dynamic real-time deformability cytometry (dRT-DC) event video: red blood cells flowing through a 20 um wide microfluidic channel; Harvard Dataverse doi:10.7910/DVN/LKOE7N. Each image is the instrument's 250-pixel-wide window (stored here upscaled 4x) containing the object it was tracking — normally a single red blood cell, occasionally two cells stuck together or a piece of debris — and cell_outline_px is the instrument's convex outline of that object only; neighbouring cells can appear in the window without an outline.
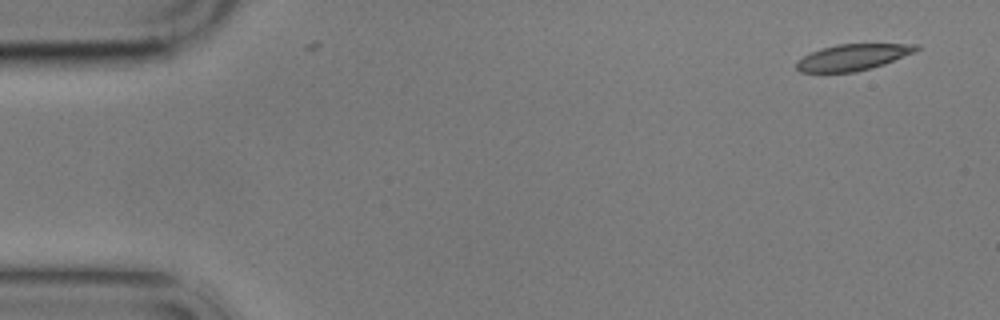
{"species": "common noctule bat (a hibernating species)", "species_latin": "Nyctalus noctula", "temperature_condition": "cold", "stored_images_in_passage": 5, "segment_of_instrument_passage": [1, 2], "camera_frame_rate_fps": 3000, "um_per_image_px": 0.085, "animal": {"sex": "male", "body_mass_g": 17.9}, "frame": {"image": 1, "passage_image": 1, "time_ms": 0.0, "image_size_px": [1000, 320], "cell_outline_px": [[920, 48], [916, 52], [884, 64], [872, 68], [856, 72], [800, 72], [796, 68], [796, 64], [804, 56], [812, 52], [836, 44], [920, 44]], "centroid_in_image_um": [72.55, 4.86], "position_along_channel_um": 12.5, "area_um2": 18.21}}
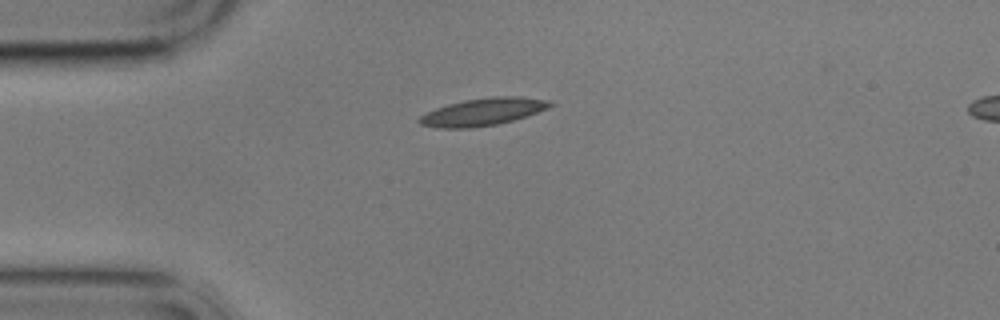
{"frame": {"image": 2, "passage_image": 4, "time_ms": 3.667, "image_size_px": [1000, 320], "cell_outline_px": [[556, 104], [548, 108], [512, 120], [496, 124], [472, 128], [436, 128], [420, 124], [416, 120], [420, 116], [436, 108], [448, 104], [464, 100], [492, 96], [520, 96], [552, 100]], "centroid_in_image_um": [41.06, 9.49], "position_along_channel_um": 43.9, "area_um2": 20.92}}